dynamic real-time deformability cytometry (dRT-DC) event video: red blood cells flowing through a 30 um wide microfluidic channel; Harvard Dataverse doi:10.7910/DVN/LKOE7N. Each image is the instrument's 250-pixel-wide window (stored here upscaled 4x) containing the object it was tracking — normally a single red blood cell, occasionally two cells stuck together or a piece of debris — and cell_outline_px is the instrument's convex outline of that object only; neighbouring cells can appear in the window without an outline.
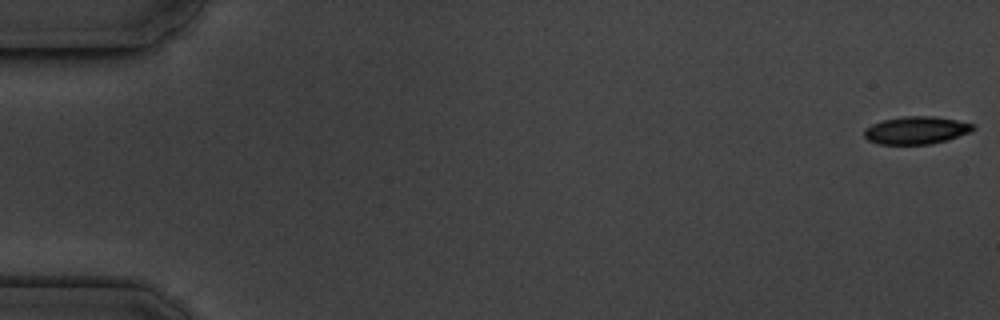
{"species": "common noctule bat (a hibernating species)", "species_latin": "Nyctalus noctula", "temperature_condition": "cold", "stored_images_in_passage": 6, "camera_frame_rate_fps": 3000, "um_per_image_px": 0.085, "animal": {"sex": "male", "body_mass_g": 19.5, "forearm_length_mm": 54.6}, "frame": {"image": 1, "passage_image": 1, "time_ms": 0.0, "image_size_px": [1000, 320], "cell_outline_px": [[976, 128], [972, 132], [948, 140], [932, 144], [880, 144], [868, 140], [864, 136], [864, 128], [872, 124], [884, 120], [904, 116], [936, 116], [976, 124]], "centroid_in_image_um": [77.93, 11.07], "position_along_channel_um": 7.1, "area_um2": 17.74}}
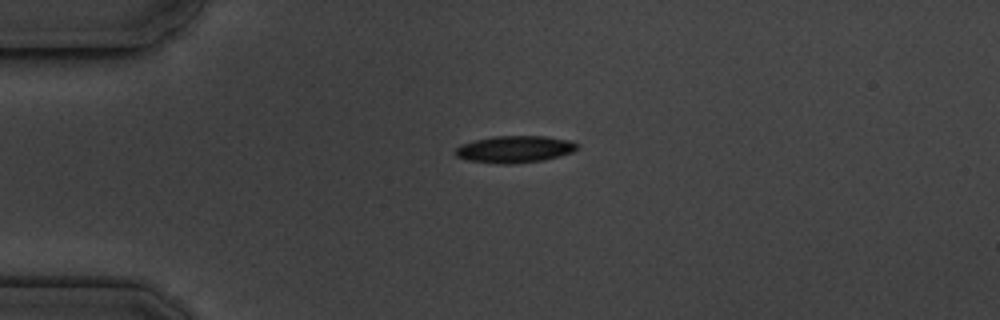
{"frame": {"image": 2, "passage_image": 4, "time_ms": 4.333, "image_size_px": [1000, 320], "cell_outline_px": [[580, 144], [572, 152], [560, 156], [544, 160], [512, 164], [500, 164], [468, 160], [456, 156], [456, 148], [460, 144], [492, 136], [544, 136], [572, 140]], "centroid_in_image_um": [43.78, 12.68], "position_along_channel_um": 41.2, "area_um2": 19.19}}